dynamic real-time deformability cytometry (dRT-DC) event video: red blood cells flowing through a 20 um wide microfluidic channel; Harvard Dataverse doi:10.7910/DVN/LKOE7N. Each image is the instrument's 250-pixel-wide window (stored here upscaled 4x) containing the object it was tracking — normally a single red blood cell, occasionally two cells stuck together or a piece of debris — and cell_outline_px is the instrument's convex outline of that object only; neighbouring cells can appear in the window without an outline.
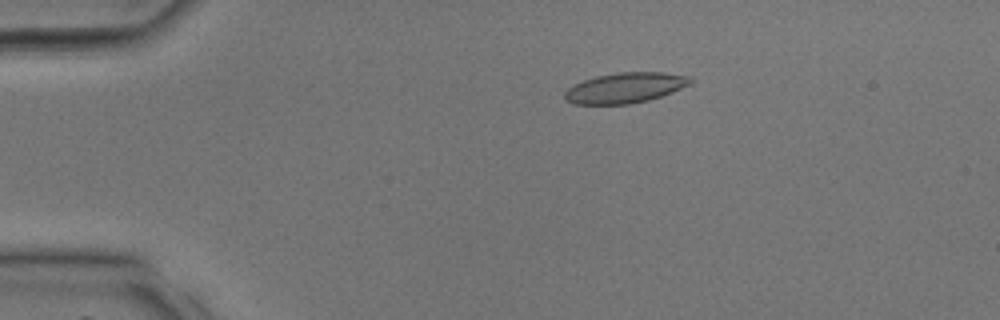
{"species": "common noctule bat (a hibernating species)", "species_latin": "Nyctalus noctula", "temperature_condition": "room temperature", "stored_images_in_passage": 38, "camera_frame_rate_fps": 3000, "um_per_image_px": 0.085, "animal": {"sex": "male", "body_mass_g": 17.9, "forearm_length_mm": 54.2}, "frame": {"image": 1, "passage_image": 8, "time_ms": 2.333, "image_size_px": [1000, 320], "cell_outline_px": [[692, 84], [672, 92], [648, 100], [628, 104], [572, 104], [564, 100], [564, 92], [568, 88], [584, 80], [596, 76], [620, 72], [664, 72], [692, 76]], "centroid_in_image_um": [53.16, 7.46], "position_along_channel_um": 31.8, "area_um2": 22.31}}
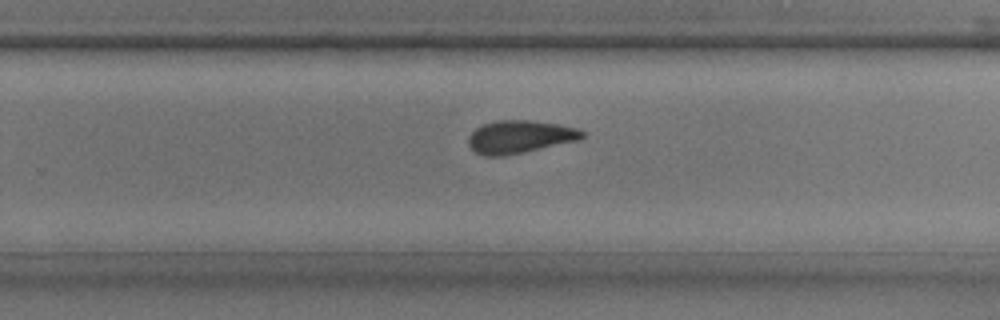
{"frame": {"image": 2, "passage_image": 25, "time_ms": 8.0, "image_size_px": [1000, 320], "cell_outline_px": [[584, 136], [580, 140], [524, 152], [504, 156], [484, 156], [476, 152], [468, 144], [468, 136], [476, 128], [484, 124], [496, 120], [528, 120], [560, 124], [580, 128], [584, 132]], "centroid_in_image_um": [44.21, 11.62], "position_along_channel_um": 285.6, "area_um2": 21.91}}
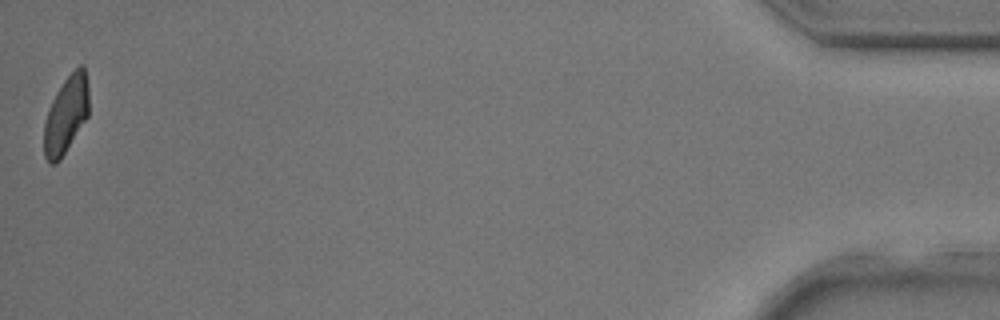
{"frame": {"image": 3, "passage_image": 38, "time_ms": 12.333, "image_size_px": [1000, 320], "cell_outline_px": [[88, 116], [60, 160], [56, 164], [48, 164], [44, 156], [44, 124], [48, 108], [56, 92], [64, 80], [80, 64], [84, 64], [88, 84]], "centroid_in_image_um": [5.61, 9.77], "position_along_channel_um": 429.6, "area_um2": 20.29}}